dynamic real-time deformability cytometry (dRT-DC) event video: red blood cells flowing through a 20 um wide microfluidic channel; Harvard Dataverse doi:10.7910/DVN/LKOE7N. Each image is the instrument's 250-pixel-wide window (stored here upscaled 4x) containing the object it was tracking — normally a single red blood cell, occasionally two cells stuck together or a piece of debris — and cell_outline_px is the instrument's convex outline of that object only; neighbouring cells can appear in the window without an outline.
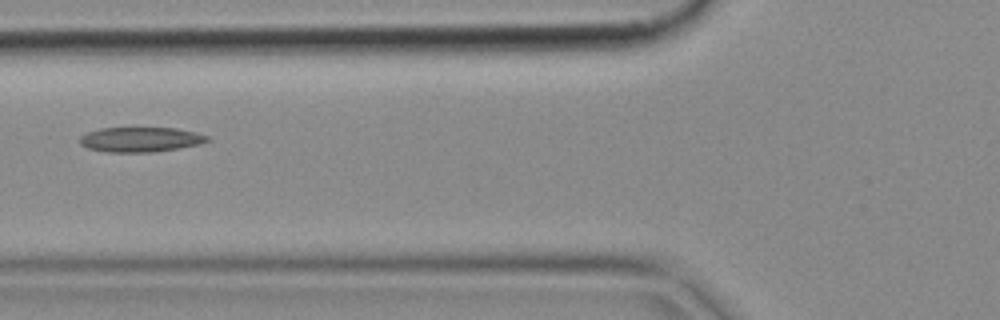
{"species": "common noctule bat (a hibernating species)", "species_latin": "Nyctalus noctula", "temperature_condition": "cold", "stored_images_in_passage": 6, "camera_frame_rate_fps": 3000, "um_per_image_px": 0.085, "animal": {"sex": "female", "body_mass_g": 18.4}, "frame": {"image": 1, "passage_image": 6, "time_ms": 1.667, "image_size_px": [1000, 320], "cell_outline_px": [[212, 140], [200, 144], [152, 152], [108, 152], [88, 148], [80, 144], [80, 136], [88, 132], [100, 128], [176, 128], [196, 132], [208, 136]], "centroid_in_image_um": [11.96, 11.85], "position_along_channel_um": 113.8, "area_um2": 18.38}}